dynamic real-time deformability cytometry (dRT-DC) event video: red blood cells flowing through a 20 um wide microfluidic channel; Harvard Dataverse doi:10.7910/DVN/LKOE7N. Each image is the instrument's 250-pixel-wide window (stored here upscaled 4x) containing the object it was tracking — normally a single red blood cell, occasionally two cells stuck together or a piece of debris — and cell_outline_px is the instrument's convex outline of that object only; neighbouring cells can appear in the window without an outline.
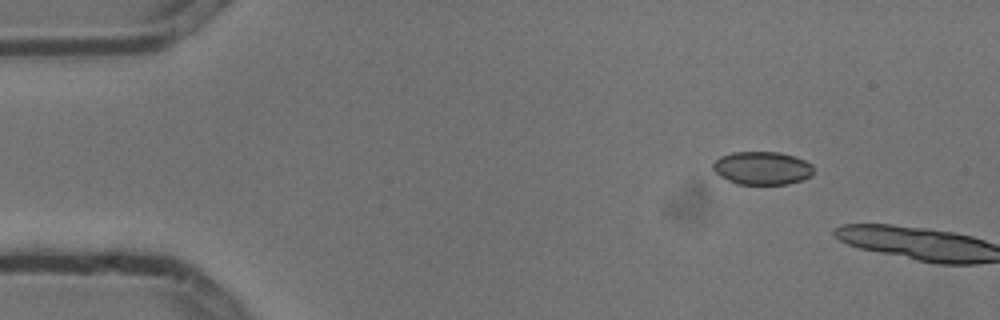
{"species": "common noctule bat (a hibernating species)", "species_latin": "Nyctalus noctula", "temperature_condition": "cold", "stored_images_in_passage": 2, "camera_frame_rate_fps": 3000, "um_per_image_px": 0.085, "animal": {"sex": "male", "body_mass_g": 13.3}, "frame": {"image": 1, "passage_image": 1, "time_ms": 0.0, "image_size_px": [1000, 320], "cell_outline_px": [[812, 176], [804, 180], [788, 184], [736, 184], [720, 176], [712, 168], [712, 164], [720, 156], [732, 152], [780, 152], [796, 156], [812, 164]], "centroid_in_image_um": [64.8, 14.29], "position_along_channel_um": 20.2, "area_um2": 19.59}}